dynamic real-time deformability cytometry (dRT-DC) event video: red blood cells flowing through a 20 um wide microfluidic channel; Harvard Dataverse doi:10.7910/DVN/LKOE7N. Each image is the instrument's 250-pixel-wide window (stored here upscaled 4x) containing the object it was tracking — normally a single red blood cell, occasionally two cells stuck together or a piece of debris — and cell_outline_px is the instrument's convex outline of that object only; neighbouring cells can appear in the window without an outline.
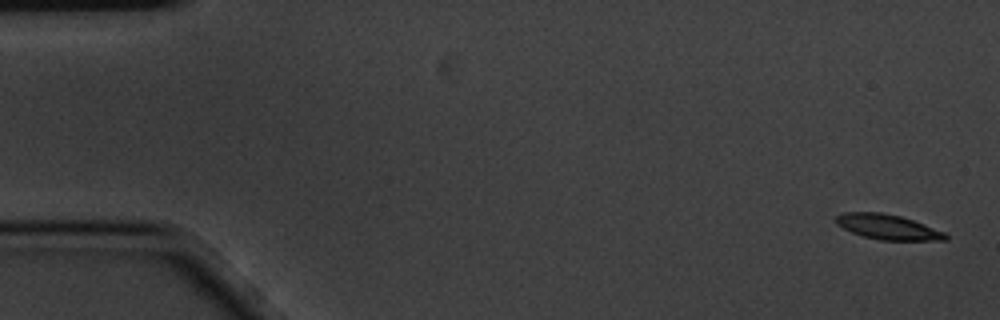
{"species": "common noctule bat (a hibernating species)", "species_latin": "Nyctalus noctula", "temperature_condition": "cold", "stored_images_in_passage": 11, "camera_frame_rate_fps": 3000, "um_per_image_px": 0.085, "animal": {"sex": "male", "body_mass_g": 20.1, "forearm_length_mm": 53.5}, "frame": {"image": 1, "passage_image": 1, "time_ms": 0.0, "image_size_px": [1000, 320], "cell_outline_px": [[948, 240], [880, 240], [864, 236], [852, 232], [836, 224], [836, 216], [844, 212], [880, 212], [900, 216], [924, 224], [944, 232], [948, 236]], "centroid_in_image_um": [75.46, 19.29], "position_along_channel_um": 9.5, "area_um2": 15.78}}
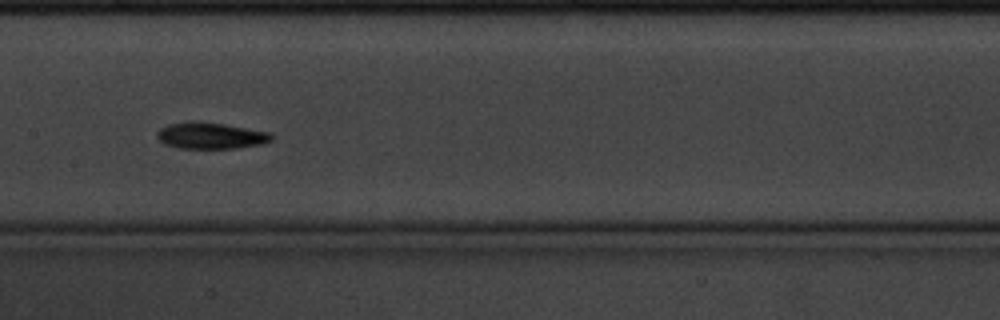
{"frame": {"image": 2, "passage_image": 8, "time_ms": 2.333, "image_size_px": [1000, 320], "cell_outline_px": [[276, 136], [272, 140], [264, 144], [240, 148], [176, 148], [164, 144], [156, 136], [156, 132], [160, 128], [168, 124], [188, 120], [196, 120], [224, 124], [272, 132]], "centroid_in_image_um": [17.94, 11.52], "position_along_channel_um": 189.5, "area_um2": 18.15}}
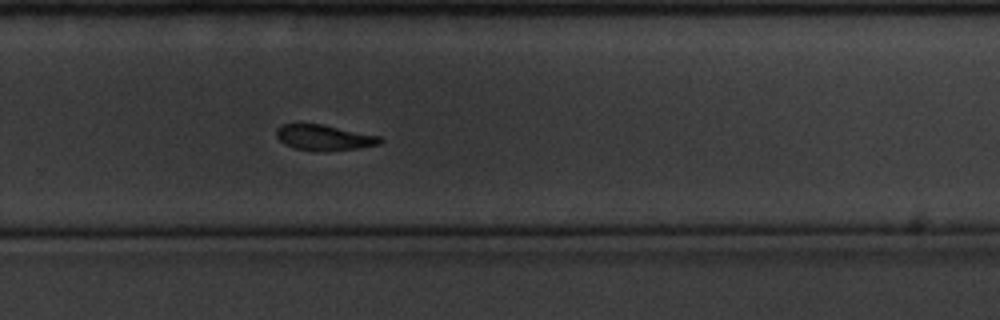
{"frame": {"image": 3, "passage_image": 11, "time_ms": 3.333, "image_size_px": [1000, 320], "cell_outline_px": [[384, 140], [380, 144], [360, 148], [324, 152], [296, 148], [284, 144], [276, 136], [276, 128], [284, 124], [324, 124], [380, 136]], "centroid_in_image_um": [27.59, 11.7], "position_along_channel_um": 302.2, "area_um2": 15.61}}